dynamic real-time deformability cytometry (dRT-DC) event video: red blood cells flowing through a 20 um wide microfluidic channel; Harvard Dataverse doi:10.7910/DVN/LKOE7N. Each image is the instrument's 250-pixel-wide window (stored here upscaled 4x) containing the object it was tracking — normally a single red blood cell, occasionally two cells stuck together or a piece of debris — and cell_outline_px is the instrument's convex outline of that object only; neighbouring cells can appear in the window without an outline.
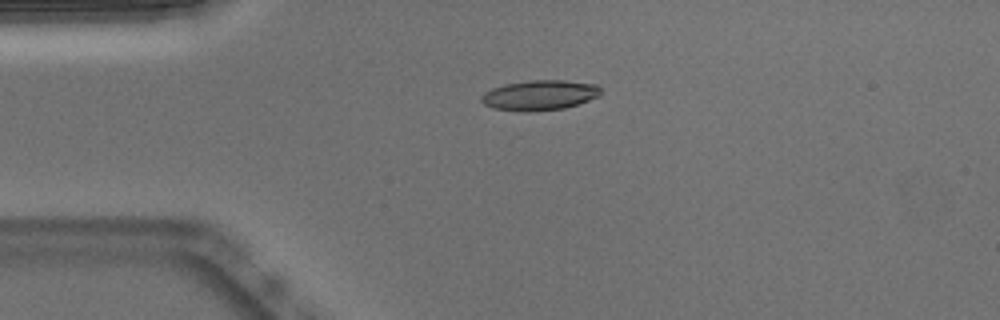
{"species": "Egyptian fruit bat (a non-hibernating species)", "species_latin": "Rousettus aegyptiacus", "temperature_condition": "warm", "stored_images_in_passage": 41, "camera_frame_rate_fps": 3000, "um_per_image_px": 0.085, "animal": {"sex": "male"}, "frame": {"image": 1, "passage_image": 1, "time_ms": 0.0, "image_size_px": [1000, 320], "cell_outline_px": [[600, 96], [564, 108], [532, 112], [524, 112], [492, 108], [484, 104], [480, 100], [480, 96], [484, 92], [492, 88], [504, 84], [528, 80], [564, 80], [596, 84], [600, 88]], "centroid_in_image_um": [45.83, 8.09], "position_along_channel_um": 39.2, "area_um2": 21.1}}
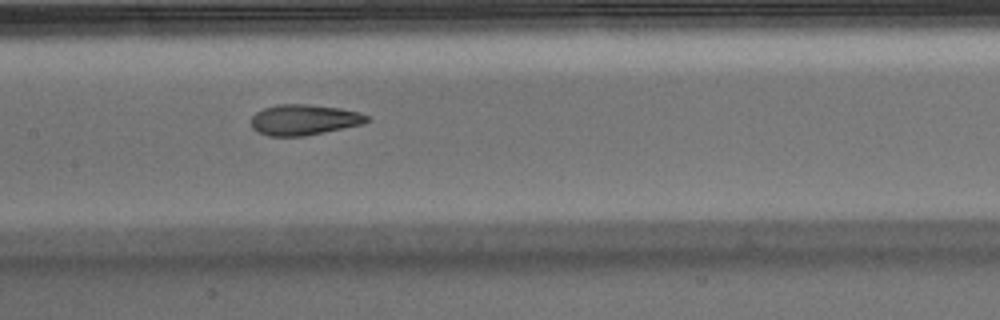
{"frame": {"image": 2, "passage_image": 14, "time_ms": 4.333, "image_size_px": [1000, 320], "cell_outline_px": [[368, 120], [364, 124], [304, 136], [268, 136], [256, 132], [252, 128], [252, 116], [256, 112], [264, 108], [276, 104], [308, 104], [340, 108], [360, 112], [368, 116]], "centroid_in_image_um": [25.83, 10.18], "position_along_channel_um": 181.6, "area_um2": 20.75}}
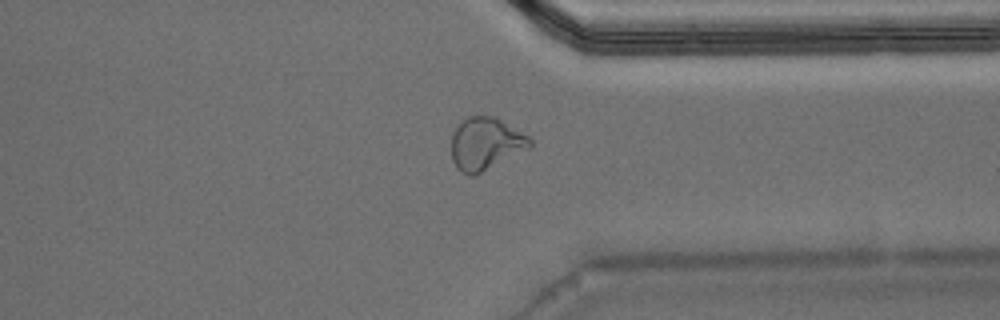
{"frame": {"image": 3, "passage_image": 29, "time_ms": 9.333, "image_size_px": [1000, 320], "cell_outline_px": [[532, 148], [472, 176], [468, 176], [460, 172], [456, 168], [452, 160], [452, 132], [456, 124], [460, 120], [468, 116], [496, 116], [528, 136], [532, 140]], "centroid_in_image_um": [41.27, 12.2], "position_along_channel_um": 370.1, "area_um2": 24.39}, "authors_computed_cell_mechanics": {"area_um2": 21.2126, "velocity_mm_per_s": 3.8211, "shape_relaxation_time_tau1_ms": null, "shape_relaxation_time_tau2_ms": 1.477, "deformation_change_tau1": null, "deformation_change_tau2": 0.0829}}